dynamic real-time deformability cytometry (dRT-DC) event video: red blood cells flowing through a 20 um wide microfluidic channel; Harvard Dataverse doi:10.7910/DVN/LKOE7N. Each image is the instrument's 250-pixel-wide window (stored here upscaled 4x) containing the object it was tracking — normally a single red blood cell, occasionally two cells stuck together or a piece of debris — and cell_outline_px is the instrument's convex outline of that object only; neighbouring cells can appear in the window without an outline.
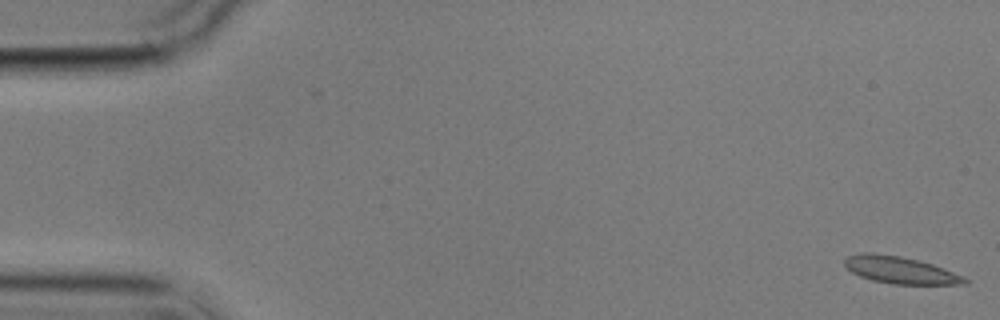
{"species": "common noctule bat (a hibernating species)", "species_latin": "Nyctalus noctula", "temperature_condition": "cold", "stored_images_in_passage": 5, "camera_frame_rate_fps": 3000, "um_per_image_px": 0.085, "animal": {"sex": "male", "body_mass_g": 17.9}, "frame": {"image": 1, "passage_image": 1, "time_ms": 0.0, "image_size_px": [1000, 320], "cell_outline_px": [[972, 280], [968, 284], [892, 284], [872, 280], [860, 276], [852, 272], [844, 264], [844, 260], [848, 256], [860, 252], [872, 252], [900, 256], [920, 260], [932, 264], [964, 276]], "centroid_in_image_um": [76.55, 22.95], "position_along_channel_um": 8.5, "area_um2": 19.07}}
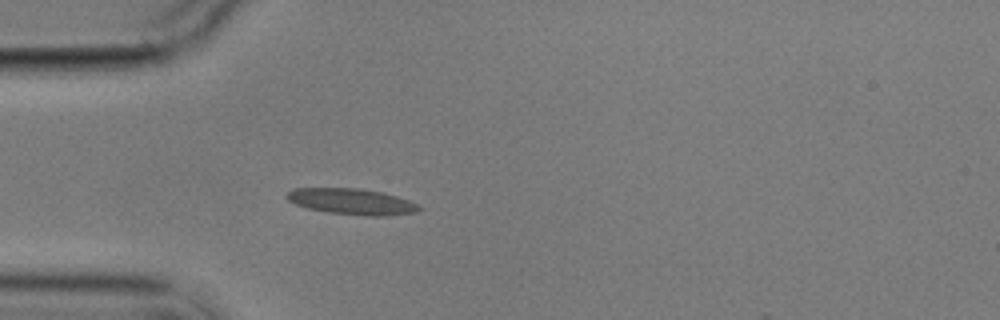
{"frame": {"image": 2, "passage_image": 5, "time_ms": 5.0, "image_size_px": [1000, 320], "cell_outline_px": [[424, 208], [416, 212], [384, 216], [368, 216], [328, 212], [308, 208], [296, 204], [288, 200], [284, 196], [292, 188], [360, 188], [384, 192], [408, 200]], "centroid_in_image_um": [29.9, 17.12], "position_along_channel_um": 55.1, "area_um2": 20.06}}